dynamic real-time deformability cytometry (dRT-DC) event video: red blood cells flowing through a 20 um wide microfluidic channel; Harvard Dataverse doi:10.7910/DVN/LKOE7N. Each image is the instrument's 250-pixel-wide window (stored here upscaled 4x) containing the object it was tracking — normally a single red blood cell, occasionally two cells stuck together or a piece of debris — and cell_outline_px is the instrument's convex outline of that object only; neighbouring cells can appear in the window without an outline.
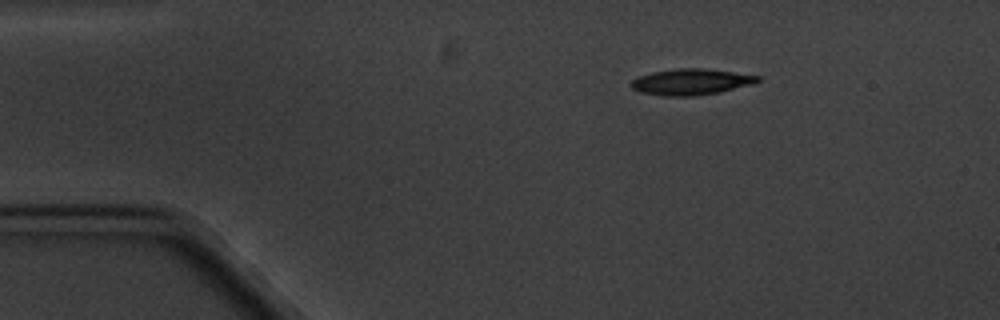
{"species": "common noctule bat (a hibernating species)", "species_latin": "Nyctalus noctula", "temperature_condition": "cold", "stored_images_in_passage": 2, "camera_frame_rate_fps": 3000, "um_per_image_px": 0.085, "animal": {"sex": "male", "body_mass_g": 20.1, "forearm_length_mm": 53.5}, "frame": {"image": 1, "passage_image": 1, "time_ms": 0.0, "image_size_px": [1000, 320], "cell_outline_px": [[760, 80], [752, 84], [716, 92], [692, 96], [664, 96], [640, 92], [632, 88], [628, 84], [632, 80], [640, 76], [652, 72], [680, 68], [700, 68], [732, 72], [760, 76]], "centroid_in_image_um": [58.68, 6.96], "position_along_channel_um": 26.3, "area_um2": 18.9}}